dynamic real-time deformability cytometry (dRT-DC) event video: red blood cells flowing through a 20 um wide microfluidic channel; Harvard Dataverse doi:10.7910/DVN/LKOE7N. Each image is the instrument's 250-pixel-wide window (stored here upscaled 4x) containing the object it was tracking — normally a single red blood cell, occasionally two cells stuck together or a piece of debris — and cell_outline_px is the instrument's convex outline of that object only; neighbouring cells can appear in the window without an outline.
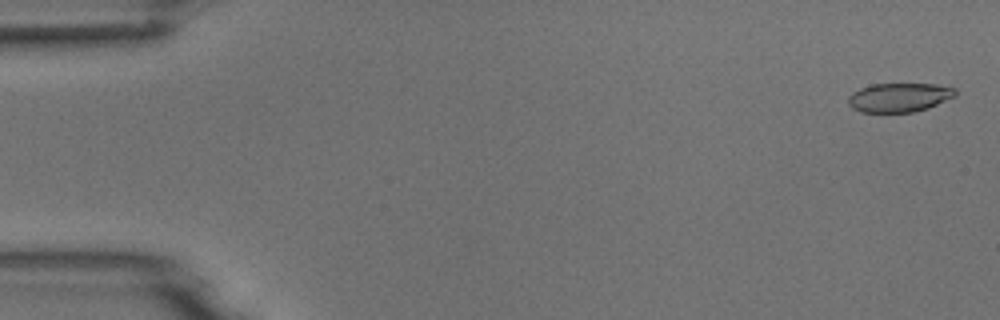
{"species": "common noctule bat (a hibernating species)", "species_latin": "Nyctalus noctula", "temperature_condition": "room temperature", "stored_images_in_passage": 5, "camera_frame_rate_fps": 3000, "um_per_image_px": 0.085, "animal": {"sex": "male", "body_mass_g": 18.8}, "frame": {"image": 1, "passage_image": 1, "time_ms": 0.0, "image_size_px": [1000, 320], "cell_outline_px": [[956, 96], [928, 108], [912, 112], [860, 112], [852, 108], [848, 104], [848, 96], [852, 92], [860, 88], [872, 84], [936, 84], [956, 88]], "centroid_in_image_um": [76.42, 8.28], "position_along_channel_um": 8.6, "area_um2": 18.21}}
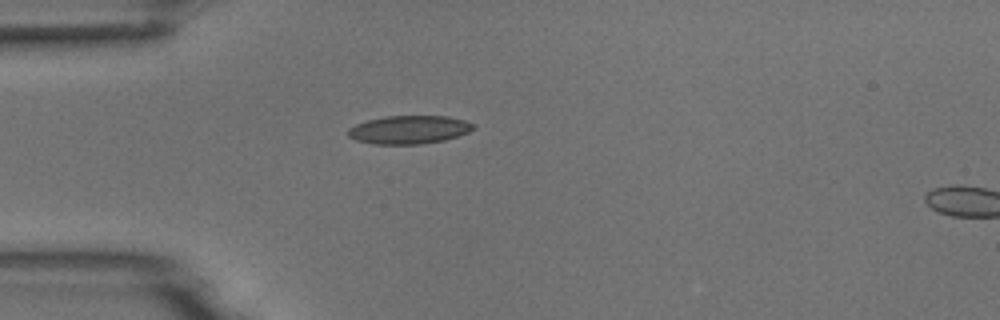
{"frame": {"image": 2, "passage_image": 4, "time_ms": 4.333, "image_size_px": [1000, 320], "cell_outline_px": [[476, 128], [468, 132], [444, 140], [420, 144], [376, 144], [356, 140], [348, 136], [348, 128], [356, 124], [368, 120], [384, 116], [448, 116], [464, 120], [476, 124]], "centroid_in_image_um": [34.79, 11.01], "position_along_channel_um": 50.2, "area_um2": 20.63}}